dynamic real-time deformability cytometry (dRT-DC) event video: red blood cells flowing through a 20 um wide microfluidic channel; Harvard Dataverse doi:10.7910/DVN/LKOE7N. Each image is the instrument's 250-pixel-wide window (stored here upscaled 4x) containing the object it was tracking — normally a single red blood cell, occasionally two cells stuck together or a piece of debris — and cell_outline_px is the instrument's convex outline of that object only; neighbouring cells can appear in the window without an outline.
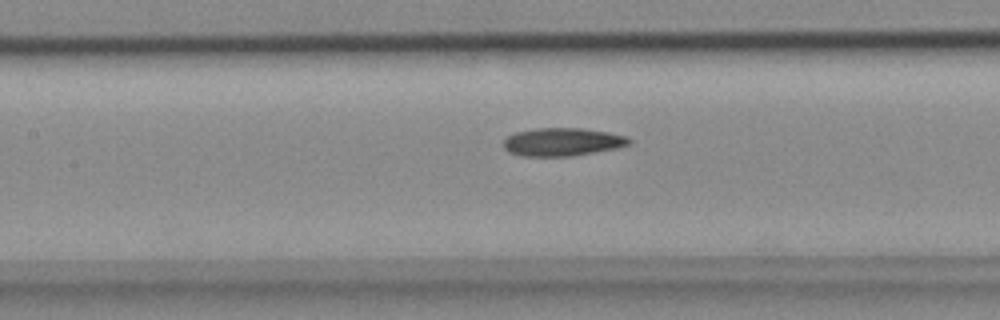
{"species": "common noctule bat (a hibernating species)", "species_latin": "Nyctalus noctula", "temperature_condition": "cold", "stored_images_in_passage": 17, "camera_frame_rate_fps": 3000, "um_per_image_px": 0.085, "animal": {"sex": "female", "body_mass_g": 18.4}, "frame": {"image": 1, "passage_image": 15, "time_ms": 4.667, "image_size_px": [1000, 320], "cell_outline_px": [[632, 144], [616, 148], [572, 156], [520, 156], [508, 152], [504, 148], [504, 140], [508, 136], [516, 132], [536, 128], [584, 128], [608, 132], [628, 136], [632, 140]], "centroid_in_image_um": [47.83, 12.06], "position_along_channel_um": 159.6, "area_um2": 20.69}}